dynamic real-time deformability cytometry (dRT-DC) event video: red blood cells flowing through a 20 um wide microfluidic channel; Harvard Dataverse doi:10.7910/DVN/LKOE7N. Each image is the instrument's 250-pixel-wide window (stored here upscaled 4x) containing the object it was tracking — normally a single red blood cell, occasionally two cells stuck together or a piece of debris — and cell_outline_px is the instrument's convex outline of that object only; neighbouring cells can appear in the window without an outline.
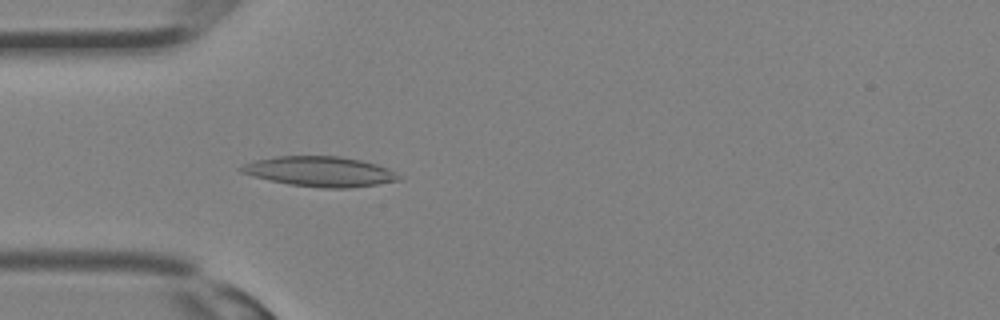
{"species": "Egyptian fruit bat (a non-hibernating species)", "species_latin": "Rousettus aegyptiacus", "temperature_condition": "room temperature", "stored_images_in_passage": 19, "camera_frame_rate_fps": 3000, "um_per_image_px": 0.085, "animal": {"sex": "female"}, "frame": {"image": 1, "passage_image": 9, "time_ms": 2.667, "image_size_px": [1000, 320], "cell_outline_px": [[404, 176], [400, 180], [376, 184], [348, 188], [320, 188], [288, 184], [252, 176], [240, 172], [236, 168], [252, 160], [276, 156], [340, 156], [360, 160], [376, 164], [388, 168]], "centroid_in_image_um": [27.17, 14.57], "position_along_channel_um": 57.8, "area_um2": 27.86}}
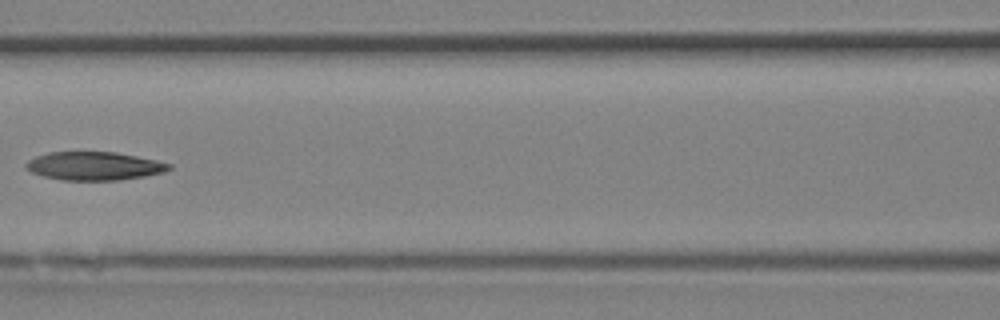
{"frame": {"image": 2, "passage_image": 14, "time_ms": 4.333, "image_size_px": [1000, 320], "cell_outline_px": [[172, 168], [164, 172], [144, 176], [120, 180], [60, 180], [44, 176], [32, 172], [24, 168], [24, 164], [28, 160], [36, 156], [48, 152], [116, 152], [156, 160], [172, 164]], "centroid_in_image_um": [7.99, 14.11], "position_along_channel_um": 158.6, "area_um2": 23.7}}
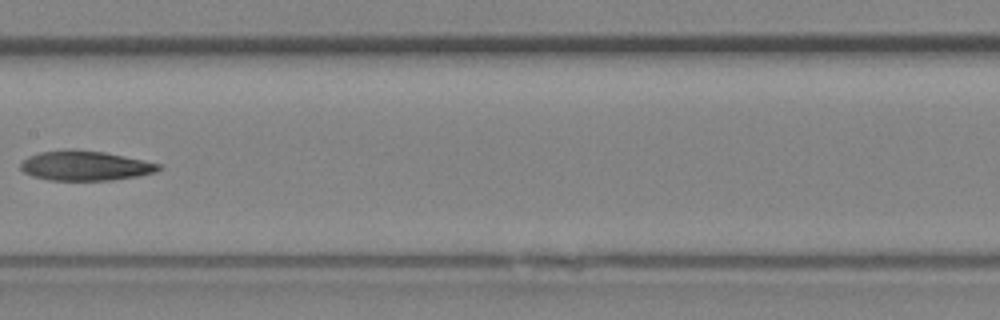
{"frame": {"image": 3, "passage_image": 16, "time_ms": 5.0, "image_size_px": [1000, 320], "cell_outline_px": [[164, 168], [156, 172], [136, 176], [112, 180], [48, 180], [32, 176], [24, 172], [20, 168], [20, 164], [28, 156], [40, 152], [104, 152], [144, 160], [160, 164]], "centroid_in_image_um": [7.29, 14.13], "position_along_channel_um": 200.1, "area_um2": 23.12}}